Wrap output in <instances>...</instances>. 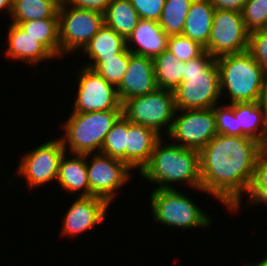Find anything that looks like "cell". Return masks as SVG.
<instances>
[{
	"label": "cell",
	"instance_id": "1",
	"mask_svg": "<svg viewBox=\"0 0 267 266\" xmlns=\"http://www.w3.org/2000/svg\"><path fill=\"white\" fill-rule=\"evenodd\" d=\"M265 147L248 136L216 134L199 151L201 189L230 212L242 205Z\"/></svg>",
	"mask_w": 267,
	"mask_h": 266
},
{
	"label": "cell",
	"instance_id": "2",
	"mask_svg": "<svg viewBox=\"0 0 267 266\" xmlns=\"http://www.w3.org/2000/svg\"><path fill=\"white\" fill-rule=\"evenodd\" d=\"M160 139L153 149L149 163L139 172L143 179L158 184L155 189H174L171 183L183 182L202 191L199 151L175 143L163 144Z\"/></svg>",
	"mask_w": 267,
	"mask_h": 266
},
{
	"label": "cell",
	"instance_id": "3",
	"mask_svg": "<svg viewBox=\"0 0 267 266\" xmlns=\"http://www.w3.org/2000/svg\"><path fill=\"white\" fill-rule=\"evenodd\" d=\"M176 110L214 108L221 98L216 58L204 51L186 62L183 81L173 91Z\"/></svg>",
	"mask_w": 267,
	"mask_h": 266
},
{
	"label": "cell",
	"instance_id": "4",
	"mask_svg": "<svg viewBox=\"0 0 267 266\" xmlns=\"http://www.w3.org/2000/svg\"><path fill=\"white\" fill-rule=\"evenodd\" d=\"M216 62L220 72L221 96L227 90L229 104L259 102L265 70L248 51L219 56Z\"/></svg>",
	"mask_w": 267,
	"mask_h": 266
},
{
	"label": "cell",
	"instance_id": "5",
	"mask_svg": "<svg viewBox=\"0 0 267 266\" xmlns=\"http://www.w3.org/2000/svg\"><path fill=\"white\" fill-rule=\"evenodd\" d=\"M69 116L63 125L65 131L61 137L63 146L73 155H87L93 154L94 151L100 153L106 134L122 116V109L88 113L72 112Z\"/></svg>",
	"mask_w": 267,
	"mask_h": 266
},
{
	"label": "cell",
	"instance_id": "6",
	"mask_svg": "<svg viewBox=\"0 0 267 266\" xmlns=\"http://www.w3.org/2000/svg\"><path fill=\"white\" fill-rule=\"evenodd\" d=\"M150 199L153 218L163 225L186 230L210 227V216L177 188L154 189Z\"/></svg>",
	"mask_w": 267,
	"mask_h": 266
},
{
	"label": "cell",
	"instance_id": "7",
	"mask_svg": "<svg viewBox=\"0 0 267 266\" xmlns=\"http://www.w3.org/2000/svg\"><path fill=\"white\" fill-rule=\"evenodd\" d=\"M173 91L157 88L155 91L126 100L122 104V115L131 123L143 125L155 130L163 137L172 127L176 114Z\"/></svg>",
	"mask_w": 267,
	"mask_h": 266
},
{
	"label": "cell",
	"instance_id": "8",
	"mask_svg": "<svg viewBox=\"0 0 267 266\" xmlns=\"http://www.w3.org/2000/svg\"><path fill=\"white\" fill-rule=\"evenodd\" d=\"M103 25L102 13L69 5L58 7L60 57L80 48L83 50Z\"/></svg>",
	"mask_w": 267,
	"mask_h": 266
},
{
	"label": "cell",
	"instance_id": "9",
	"mask_svg": "<svg viewBox=\"0 0 267 266\" xmlns=\"http://www.w3.org/2000/svg\"><path fill=\"white\" fill-rule=\"evenodd\" d=\"M249 32L241 12L215 9L209 41L204 51L217 58L248 49Z\"/></svg>",
	"mask_w": 267,
	"mask_h": 266
},
{
	"label": "cell",
	"instance_id": "10",
	"mask_svg": "<svg viewBox=\"0 0 267 266\" xmlns=\"http://www.w3.org/2000/svg\"><path fill=\"white\" fill-rule=\"evenodd\" d=\"M182 115H174L171 130L167 134L179 146L200 151L218 133L213 108L176 110Z\"/></svg>",
	"mask_w": 267,
	"mask_h": 266
},
{
	"label": "cell",
	"instance_id": "11",
	"mask_svg": "<svg viewBox=\"0 0 267 266\" xmlns=\"http://www.w3.org/2000/svg\"><path fill=\"white\" fill-rule=\"evenodd\" d=\"M65 152L61 138L50 139L21 156L17 173L24 177L30 189L57 180L59 163Z\"/></svg>",
	"mask_w": 267,
	"mask_h": 266
},
{
	"label": "cell",
	"instance_id": "12",
	"mask_svg": "<svg viewBox=\"0 0 267 266\" xmlns=\"http://www.w3.org/2000/svg\"><path fill=\"white\" fill-rule=\"evenodd\" d=\"M89 156L92 154L86 155L90 196L101 197L111 204L117 189H121L130 179L132 170L120 159L99 152L92 156L90 163Z\"/></svg>",
	"mask_w": 267,
	"mask_h": 266
},
{
	"label": "cell",
	"instance_id": "13",
	"mask_svg": "<svg viewBox=\"0 0 267 266\" xmlns=\"http://www.w3.org/2000/svg\"><path fill=\"white\" fill-rule=\"evenodd\" d=\"M78 93L72 112L88 113L122 109L117 88L107 82L94 69L83 65L78 76Z\"/></svg>",
	"mask_w": 267,
	"mask_h": 266
},
{
	"label": "cell",
	"instance_id": "14",
	"mask_svg": "<svg viewBox=\"0 0 267 266\" xmlns=\"http://www.w3.org/2000/svg\"><path fill=\"white\" fill-rule=\"evenodd\" d=\"M109 203L101 197H77L63 218L61 235L77 236L101 223Z\"/></svg>",
	"mask_w": 267,
	"mask_h": 266
},
{
	"label": "cell",
	"instance_id": "15",
	"mask_svg": "<svg viewBox=\"0 0 267 266\" xmlns=\"http://www.w3.org/2000/svg\"><path fill=\"white\" fill-rule=\"evenodd\" d=\"M152 58L130 52L129 65L117 93L121 103L137 96H143L157 89Z\"/></svg>",
	"mask_w": 267,
	"mask_h": 266
},
{
	"label": "cell",
	"instance_id": "16",
	"mask_svg": "<svg viewBox=\"0 0 267 266\" xmlns=\"http://www.w3.org/2000/svg\"><path fill=\"white\" fill-rule=\"evenodd\" d=\"M161 138L155 130L127 120L126 165L132 171L138 168L141 172Z\"/></svg>",
	"mask_w": 267,
	"mask_h": 266
},
{
	"label": "cell",
	"instance_id": "17",
	"mask_svg": "<svg viewBox=\"0 0 267 266\" xmlns=\"http://www.w3.org/2000/svg\"><path fill=\"white\" fill-rule=\"evenodd\" d=\"M168 39L169 35L163 31L157 21L141 19L127 37L126 48L132 54L153 59L167 49ZM133 43L136 46H133Z\"/></svg>",
	"mask_w": 267,
	"mask_h": 266
},
{
	"label": "cell",
	"instance_id": "18",
	"mask_svg": "<svg viewBox=\"0 0 267 266\" xmlns=\"http://www.w3.org/2000/svg\"><path fill=\"white\" fill-rule=\"evenodd\" d=\"M8 29L7 57L20 60L28 64H40L55 57L38 41L35 40L16 23H10Z\"/></svg>",
	"mask_w": 267,
	"mask_h": 266
},
{
	"label": "cell",
	"instance_id": "19",
	"mask_svg": "<svg viewBox=\"0 0 267 266\" xmlns=\"http://www.w3.org/2000/svg\"><path fill=\"white\" fill-rule=\"evenodd\" d=\"M237 136H248L267 148V113L259 102L234 103Z\"/></svg>",
	"mask_w": 267,
	"mask_h": 266
},
{
	"label": "cell",
	"instance_id": "20",
	"mask_svg": "<svg viewBox=\"0 0 267 266\" xmlns=\"http://www.w3.org/2000/svg\"><path fill=\"white\" fill-rule=\"evenodd\" d=\"M127 50L126 40L113 29L103 25L82 52L90 58V63L86 66L94 69L105 58L122 57Z\"/></svg>",
	"mask_w": 267,
	"mask_h": 266
},
{
	"label": "cell",
	"instance_id": "21",
	"mask_svg": "<svg viewBox=\"0 0 267 266\" xmlns=\"http://www.w3.org/2000/svg\"><path fill=\"white\" fill-rule=\"evenodd\" d=\"M65 152L59 163L57 182L66 192L80 193L78 197H89L90 186L86 165V155L74 154L76 157H66Z\"/></svg>",
	"mask_w": 267,
	"mask_h": 266
},
{
	"label": "cell",
	"instance_id": "22",
	"mask_svg": "<svg viewBox=\"0 0 267 266\" xmlns=\"http://www.w3.org/2000/svg\"><path fill=\"white\" fill-rule=\"evenodd\" d=\"M214 11L215 8L209 0H193L182 35L189 37L205 49L209 41Z\"/></svg>",
	"mask_w": 267,
	"mask_h": 266
},
{
	"label": "cell",
	"instance_id": "23",
	"mask_svg": "<svg viewBox=\"0 0 267 266\" xmlns=\"http://www.w3.org/2000/svg\"><path fill=\"white\" fill-rule=\"evenodd\" d=\"M140 16L129 0H112L104 13L105 25L125 40L137 27Z\"/></svg>",
	"mask_w": 267,
	"mask_h": 266
},
{
	"label": "cell",
	"instance_id": "24",
	"mask_svg": "<svg viewBox=\"0 0 267 266\" xmlns=\"http://www.w3.org/2000/svg\"><path fill=\"white\" fill-rule=\"evenodd\" d=\"M152 60L157 87L174 91L183 81L186 62L177 60L167 49Z\"/></svg>",
	"mask_w": 267,
	"mask_h": 266
},
{
	"label": "cell",
	"instance_id": "25",
	"mask_svg": "<svg viewBox=\"0 0 267 266\" xmlns=\"http://www.w3.org/2000/svg\"><path fill=\"white\" fill-rule=\"evenodd\" d=\"M18 25L27 35L41 43L55 58L60 57L58 18L30 20L20 22Z\"/></svg>",
	"mask_w": 267,
	"mask_h": 266
},
{
	"label": "cell",
	"instance_id": "26",
	"mask_svg": "<svg viewBox=\"0 0 267 266\" xmlns=\"http://www.w3.org/2000/svg\"><path fill=\"white\" fill-rule=\"evenodd\" d=\"M11 23L58 18V7L52 0H12Z\"/></svg>",
	"mask_w": 267,
	"mask_h": 266
},
{
	"label": "cell",
	"instance_id": "27",
	"mask_svg": "<svg viewBox=\"0 0 267 266\" xmlns=\"http://www.w3.org/2000/svg\"><path fill=\"white\" fill-rule=\"evenodd\" d=\"M192 2L193 0H165L158 23L167 35L182 34Z\"/></svg>",
	"mask_w": 267,
	"mask_h": 266
},
{
	"label": "cell",
	"instance_id": "28",
	"mask_svg": "<svg viewBox=\"0 0 267 266\" xmlns=\"http://www.w3.org/2000/svg\"><path fill=\"white\" fill-rule=\"evenodd\" d=\"M127 119L122 115L106 134L100 153L126 164Z\"/></svg>",
	"mask_w": 267,
	"mask_h": 266
},
{
	"label": "cell",
	"instance_id": "29",
	"mask_svg": "<svg viewBox=\"0 0 267 266\" xmlns=\"http://www.w3.org/2000/svg\"><path fill=\"white\" fill-rule=\"evenodd\" d=\"M249 205L264 203L267 205V148L259 155L255 164L253 178L248 189Z\"/></svg>",
	"mask_w": 267,
	"mask_h": 266
},
{
	"label": "cell",
	"instance_id": "30",
	"mask_svg": "<svg viewBox=\"0 0 267 266\" xmlns=\"http://www.w3.org/2000/svg\"><path fill=\"white\" fill-rule=\"evenodd\" d=\"M130 51L122 57H109L101 61L94 70L114 87H118L129 65Z\"/></svg>",
	"mask_w": 267,
	"mask_h": 266
},
{
	"label": "cell",
	"instance_id": "31",
	"mask_svg": "<svg viewBox=\"0 0 267 266\" xmlns=\"http://www.w3.org/2000/svg\"><path fill=\"white\" fill-rule=\"evenodd\" d=\"M241 14L249 33L265 29L267 24V0H247Z\"/></svg>",
	"mask_w": 267,
	"mask_h": 266
},
{
	"label": "cell",
	"instance_id": "32",
	"mask_svg": "<svg viewBox=\"0 0 267 266\" xmlns=\"http://www.w3.org/2000/svg\"><path fill=\"white\" fill-rule=\"evenodd\" d=\"M167 50L170 51L177 60L185 62L197 58L204 52L202 46L182 34L169 36Z\"/></svg>",
	"mask_w": 267,
	"mask_h": 266
},
{
	"label": "cell",
	"instance_id": "33",
	"mask_svg": "<svg viewBox=\"0 0 267 266\" xmlns=\"http://www.w3.org/2000/svg\"><path fill=\"white\" fill-rule=\"evenodd\" d=\"M218 134L237 136V118L234 115V103L216 105L214 108Z\"/></svg>",
	"mask_w": 267,
	"mask_h": 266
},
{
	"label": "cell",
	"instance_id": "34",
	"mask_svg": "<svg viewBox=\"0 0 267 266\" xmlns=\"http://www.w3.org/2000/svg\"><path fill=\"white\" fill-rule=\"evenodd\" d=\"M247 51L267 71V31L265 29L249 33Z\"/></svg>",
	"mask_w": 267,
	"mask_h": 266
},
{
	"label": "cell",
	"instance_id": "35",
	"mask_svg": "<svg viewBox=\"0 0 267 266\" xmlns=\"http://www.w3.org/2000/svg\"><path fill=\"white\" fill-rule=\"evenodd\" d=\"M143 20L159 21L165 0H129Z\"/></svg>",
	"mask_w": 267,
	"mask_h": 266
},
{
	"label": "cell",
	"instance_id": "36",
	"mask_svg": "<svg viewBox=\"0 0 267 266\" xmlns=\"http://www.w3.org/2000/svg\"><path fill=\"white\" fill-rule=\"evenodd\" d=\"M111 1L112 0H69L67 5L104 14Z\"/></svg>",
	"mask_w": 267,
	"mask_h": 266
},
{
	"label": "cell",
	"instance_id": "37",
	"mask_svg": "<svg viewBox=\"0 0 267 266\" xmlns=\"http://www.w3.org/2000/svg\"><path fill=\"white\" fill-rule=\"evenodd\" d=\"M215 9L241 12L247 0H209Z\"/></svg>",
	"mask_w": 267,
	"mask_h": 266
},
{
	"label": "cell",
	"instance_id": "38",
	"mask_svg": "<svg viewBox=\"0 0 267 266\" xmlns=\"http://www.w3.org/2000/svg\"><path fill=\"white\" fill-rule=\"evenodd\" d=\"M259 104L267 113V71L264 73L263 85L261 90V95L259 99Z\"/></svg>",
	"mask_w": 267,
	"mask_h": 266
},
{
	"label": "cell",
	"instance_id": "39",
	"mask_svg": "<svg viewBox=\"0 0 267 266\" xmlns=\"http://www.w3.org/2000/svg\"><path fill=\"white\" fill-rule=\"evenodd\" d=\"M11 4H12V0H0V11H2V9L8 11L9 15L11 13Z\"/></svg>",
	"mask_w": 267,
	"mask_h": 266
},
{
	"label": "cell",
	"instance_id": "40",
	"mask_svg": "<svg viewBox=\"0 0 267 266\" xmlns=\"http://www.w3.org/2000/svg\"><path fill=\"white\" fill-rule=\"evenodd\" d=\"M245 266H267V256L265 257V258H263V260L262 261H259L258 263H256V264H248V263H246V265Z\"/></svg>",
	"mask_w": 267,
	"mask_h": 266
},
{
	"label": "cell",
	"instance_id": "41",
	"mask_svg": "<svg viewBox=\"0 0 267 266\" xmlns=\"http://www.w3.org/2000/svg\"><path fill=\"white\" fill-rule=\"evenodd\" d=\"M52 1L57 7L65 6L69 2V0H52Z\"/></svg>",
	"mask_w": 267,
	"mask_h": 266
}]
</instances>
